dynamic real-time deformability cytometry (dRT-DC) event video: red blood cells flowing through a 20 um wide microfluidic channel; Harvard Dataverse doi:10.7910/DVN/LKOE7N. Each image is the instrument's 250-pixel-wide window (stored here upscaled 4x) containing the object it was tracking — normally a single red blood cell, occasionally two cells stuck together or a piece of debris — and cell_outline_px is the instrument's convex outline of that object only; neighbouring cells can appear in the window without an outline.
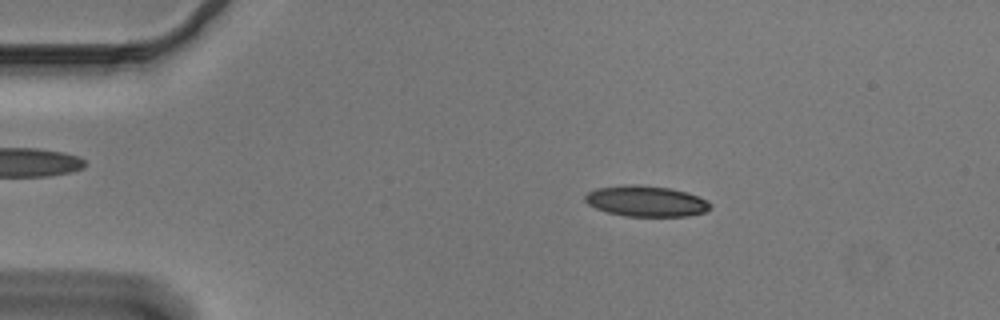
{"species": "Egyptian fruit bat (a non-hibernating species)", "species_latin": "Rousettus aegyptiacus", "temperature_condition": "cold", "stored_images_in_passage": 53, "camera_frame_rate_fps": 3000, "um_per_image_px": 0.085, "animal": {"sex": "male"}, "frame": {"image": 1, "passage_image": 9, "time_ms": 2.667, "image_size_px": [1000, 320], "cell_outline_px": [[712, 208], [704, 212], [688, 216], [624, 216], [608, 212], [596, 208], [588, 204], [584, 200], [584, 196], [588, 192], [596, 188], [624, 184], [640, 184], [672, 188], [688, 192], [708, 200], [712, 204]], "centroid_in_image_um": [54.94, 17.08], "position_along_channel_um": 30.1, "area_um2": 22.83}}
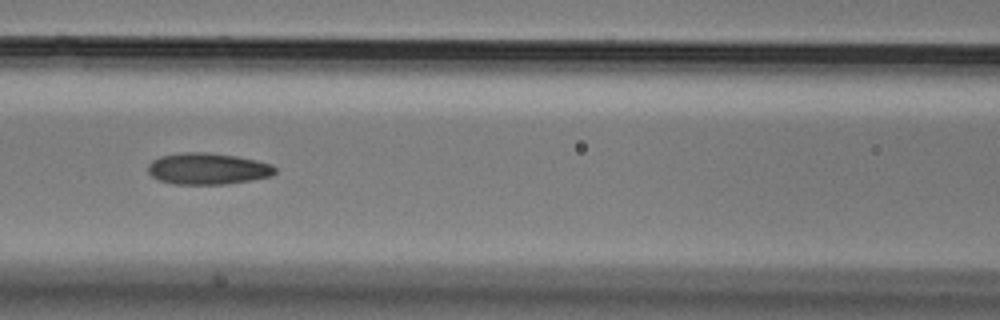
{"frame": {"image": 2, "passage_image": 23, "time_ms": 7.333, "image_size_px": [1000, 320], "cell_outline_px": [[276, 172], [272, 176], [224, 184], [172, 184], [160, 180], [152, 176], [148, 172], [148, 164], [152, 160], [160, 156], [180, 152], [208, 152], [236, 156], [256, 160], [272, 164], [276, 168]], "centroid_in_image_um": [17.64, 14.33], "position_along_channel_um": 149.0, "area_um2": 23.35}}
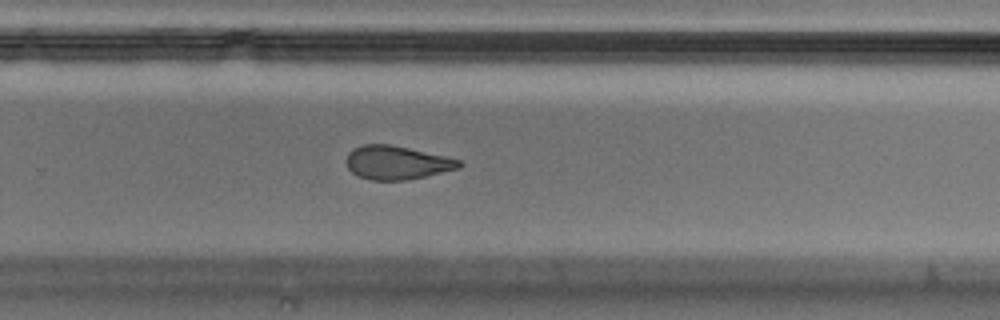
{"frame": {"image": 3, "passage_image": 35, "time_ms": 11.333, "image_size_px": [1000, 320], "cell_outline_px": [[464, 164], [460, 168], [408, 180], [372, 180], [360, 176], [352, 172], [348, 168], [344, 160], [348, 152], [352, 148], [364, 144], [388, 144], [408, 148], [444, 156], [460, 160]], "centroid_in_image_um": [33.7, 13.82], "position_along_channel_um": 296.1, "area_um2": 22.08}, "authors_computed_cell_mechanics": {"area_um2": 23.409, "velocity_mm_per_s": 3.6918, "shape_relaxation_time_tau1_ms": 5.8051, "shape_relaxation_time_tau2_ms": 2.8368, "deformation_change_tau1": 0.1566, "deformation_change_tau2": 0.0947}}